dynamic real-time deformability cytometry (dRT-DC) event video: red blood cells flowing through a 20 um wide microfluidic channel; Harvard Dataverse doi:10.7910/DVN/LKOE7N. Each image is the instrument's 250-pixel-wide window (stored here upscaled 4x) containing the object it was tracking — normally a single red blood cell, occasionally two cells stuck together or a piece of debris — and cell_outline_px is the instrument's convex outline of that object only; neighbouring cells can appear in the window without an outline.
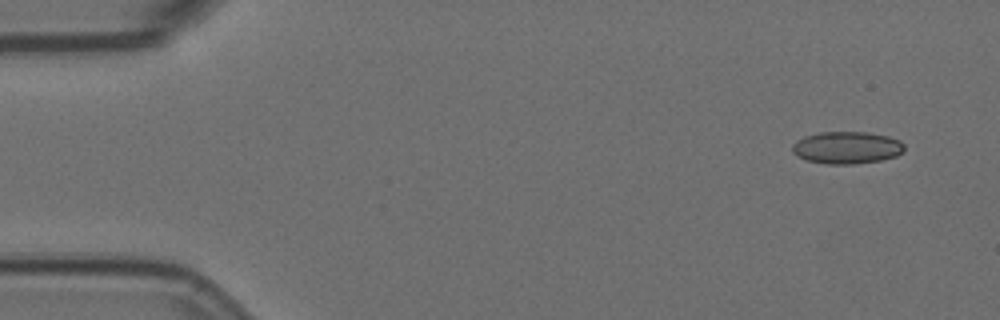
{"species": "Egyptian fruit bat (a non-hibernating species)", "species_latin": "Rousettus aegyptiacus", "temperature_condition": "room temperature", "stored_images_in_passage": 9, "camera_frame_rate_fps": 3000, "um_per_image_px": 0.085, "animal": {"sex": "female"}, "frame": {"image": 1, "passage_image": 1, "time_ms": 0.0, "image_size_px": [1000, 320], "cell_outline_px": [[904, 152], [896, 156], [880, 160], [852, 164], [828, 164], [808, 160], [792, 152], [792, 144], [796, 140], [804, 136], [820, 132], [868, 132], [888, 136], [900, 140], [904, 144]], "centroid_in_image_um": [72.0, 12.54], "position_along_channel_um": 13.0, "area_um2": 21.04}}
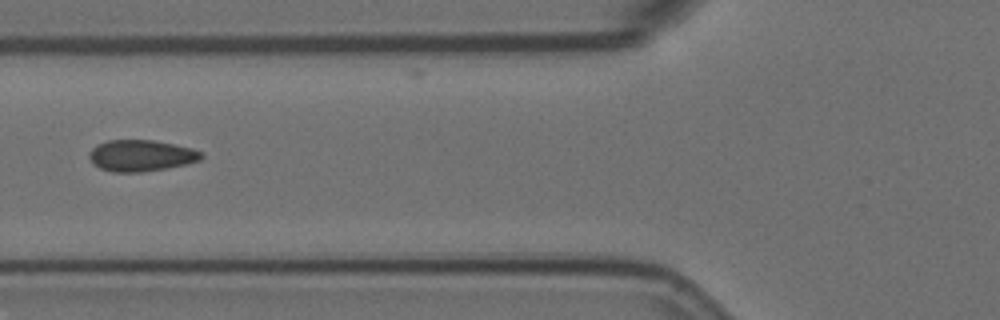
{"frame": {"image": 2, "passage_image": 6, "time_ms": 1.667, "image_size_px": [1000, 320], "cell_outline_px": [[204, 156], [200, 160], [184, 164], [164, 168], [140, 172], [112, 172], [100, 168], [92, 164], [88, 156], [88, 152], [96, 144], [108, 140], [152, 140], [192, 148], [204, 152]], "centroid_in_image_um": [11.95, 13.22], "position_along_channel_um": 113.8, "area_um2": 20.52}}
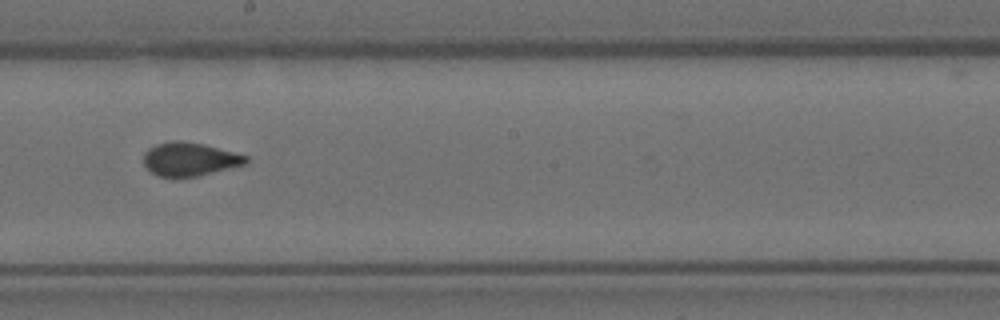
{"frame": {"image": 3, "passage_image": 9, "time_ms": 2.667, "image_size_px": [1000, 320], "cell_outline_px": [[248, 164], [200, 176], [172, 180], [156, 176], [144, 164], [144, 152], [148, 148], [156, 144], [172, 140], [180, 140], [204, 144], [248, 156]], "centroid_in_image_um": [16.11, 13.57], "position_along_channel_um": 232.1, "area_um2": 20.69}}